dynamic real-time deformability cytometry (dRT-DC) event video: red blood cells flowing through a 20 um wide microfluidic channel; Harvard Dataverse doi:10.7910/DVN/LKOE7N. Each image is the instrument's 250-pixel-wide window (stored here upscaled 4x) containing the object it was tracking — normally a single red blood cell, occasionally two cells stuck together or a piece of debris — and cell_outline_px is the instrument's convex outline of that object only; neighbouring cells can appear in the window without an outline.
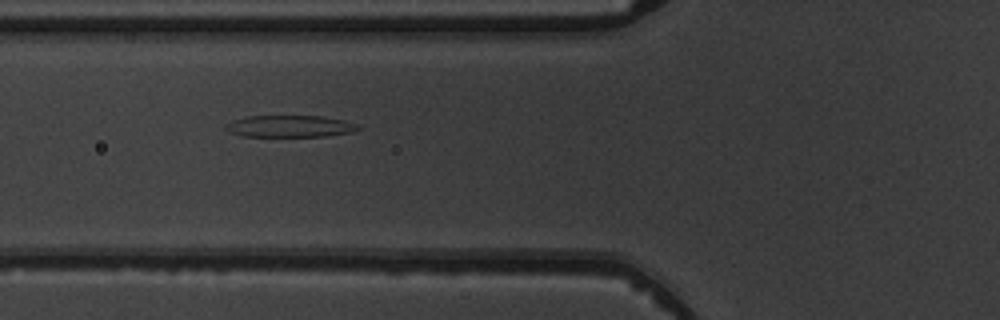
{"species": "common noctule bat (a hibernating species)", "species_latin": "Nyctalus noctula", "temperature_condition": "warm", "stored_images_in_passage": 4, "camera_frame_rate_fps": 3000, "um_per_image_px": 0.085, "animal": {"sex": "male", "body_mass_g": 19.5, "forearm_length_mm": 54.6}, "frame": {"image": 1, "passage_image": 3, "time_ms": 2.333, "image_size_px": [1000, 320], "cell_outline_px": [[360, 128], [352, 132], [324, 136], [244, 136], [228, 132], [224, 128], [224, 124], [232, 120], [248, 116], [324, 116], [344, 120], [360, 124]], "centroid_in_image_um": [24.63, 10.72], "position_along_channel_um": 101.2, "area_um2": 16.94}}
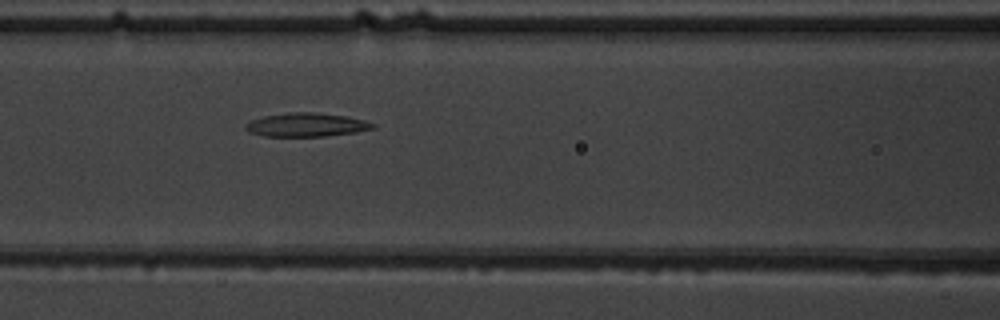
{"frame": {"image": 2, "passage_image": 4, "time_ms": 3.333, "image_size_px": [1000, 320], "cell_outline_px": [[376, 128], [356, 132], [324, 136], [264, 136], [248, 132], [244, 128], [244, 124], [252, 120], [264, 116], [288, 112], [316, 112], [348, 116], [364, 120], [376, 124]], "centroid_in_image_um": [26.05, 10.6], "position_along_channel_um": 140.6, "area_um2": 17.69}}